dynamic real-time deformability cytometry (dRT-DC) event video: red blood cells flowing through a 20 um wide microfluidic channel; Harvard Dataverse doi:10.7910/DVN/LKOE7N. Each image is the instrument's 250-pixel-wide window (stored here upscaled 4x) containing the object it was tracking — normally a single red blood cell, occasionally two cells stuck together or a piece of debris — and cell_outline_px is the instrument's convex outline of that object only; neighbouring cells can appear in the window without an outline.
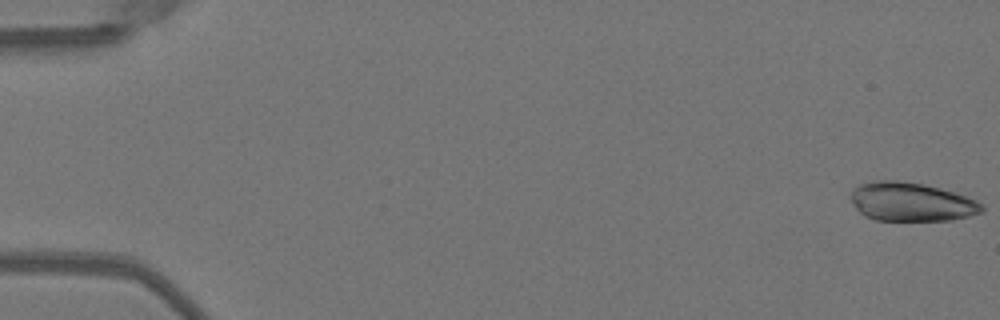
{"species": "Egyptian fruit bat (a non-hibernating species)", "species_latin": "Rousettus aegyptiacus", "temperature_condition": "warm", "stored_images_in_passage": 51, "camera_frame_rate_fps": 3000, "um_per_image_px": 0.085, "animal": {"sex": "female"}, "frame": {"image": 1, "passage_image": 1, "time_ms": 0.0, "image_size_px": [1000, 320], "cell_outline_px": [[984, 212], [952, 220], [876, 220], [864, 216], [856, 208], [848, 196], [860, 184], [872, 180], [900, 180], [924, 184], [956, 192], [976, 200], [984, 204]], "centroid_in_image_um": [77.47, 17.15], "position_along_channel_um": 7.5, "area_um2": 29.88}}
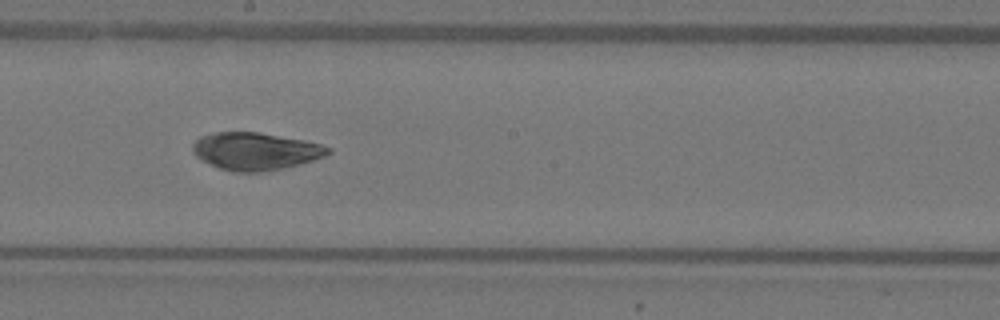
{"frame": {"image": 2, "passage_image": 29, "time_ms": 9.333, "image_size_px": [1000, 320], "cell_outline_px": [[332, 152], [324, 156], [312, 160], [280, 168], [260, 172], [232, 172], [220, 168], [200, 160], [192, 152], [192, 144], [200, 136], [212, 132], [260, 132], [304, 140], [320, 144], [332, 148]], "centroid_in_image_um": [21.67, 12.84], "position_along_channel_um": 226.5, "area_um2": 29.54}}
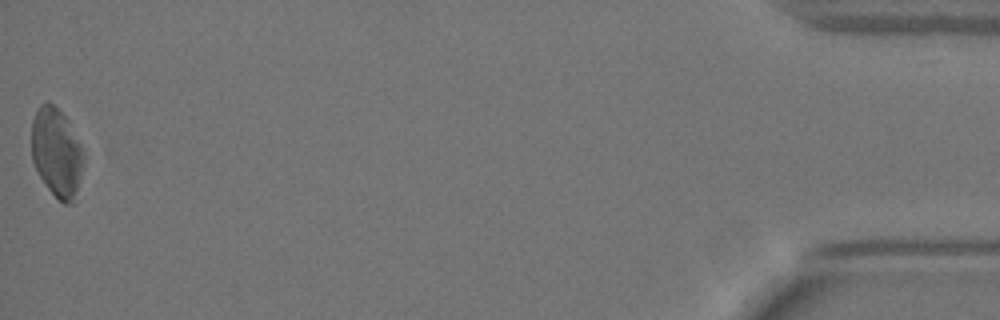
{"frame": {"image": 3, "passage_image": 51, "time_ms": 16.667, "image_size_px": [1000, 320], "cell_outline_px": [[84, 160], [80, 176], [72, 204], [64, 204], [48, 188], [40, 176], [32, 160], [32, 120], [36, 108], [40, 104], [48, 100], [68, 120], [84, 148]], "centroid_in_image_um": [4.81, 12.91], "position_along_channel_um": 430.4, "area_um2": 26.88}, "authors_computed_cell_mechanics": {"area_um2": 29.3046, "velocity_mm_per_s": 4.0386, "shape_relaxation_time_tau1_ms": 2.5198, "shape_relaxation_time_tau2_ms": 5.7268, "deformation_change_tau1": 0.1087, "deformation_change_tau2": 0.1309}}